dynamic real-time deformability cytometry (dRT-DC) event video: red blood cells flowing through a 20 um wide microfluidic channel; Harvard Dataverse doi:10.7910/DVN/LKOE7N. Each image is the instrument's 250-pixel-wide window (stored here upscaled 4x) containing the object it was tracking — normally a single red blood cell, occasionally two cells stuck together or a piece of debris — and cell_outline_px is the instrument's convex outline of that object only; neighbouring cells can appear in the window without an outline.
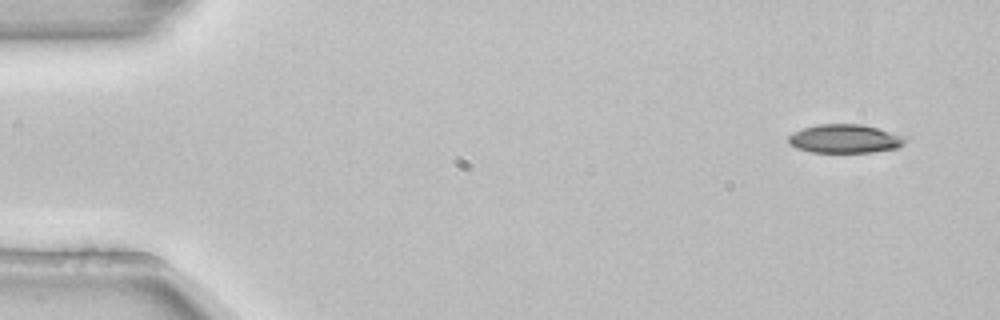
{"species": "common noctule bat (a hibernating species)", "species_latin": "Nyctalus noctula", "temperature_condition": "room temperature", "stored_images_in_passage": 4, "camera_frame_rate_fps": 3000, "um_per_image_px": 0.085, "animal": {"sex": "female", "body_mass_g": 22.7, "forearm_length_mm": 54.2}, "frame": {"image": 1, "passage_image": 1, "time_ms": 0.0, "image_size_px": [1000, 320], "cell_outline_px": [[904, 144], [896, 148], [872, 152], [812, 152], [796, 148], [788, 144], [788, 136], [792, 132], [804, 128], [820, 124], [860, 124], [876, 128], [904, 136]], "centroid_in_image_um": [71.76, 11.8], "position_along_channel_um": 13.2, "area_um2": 19.31}}
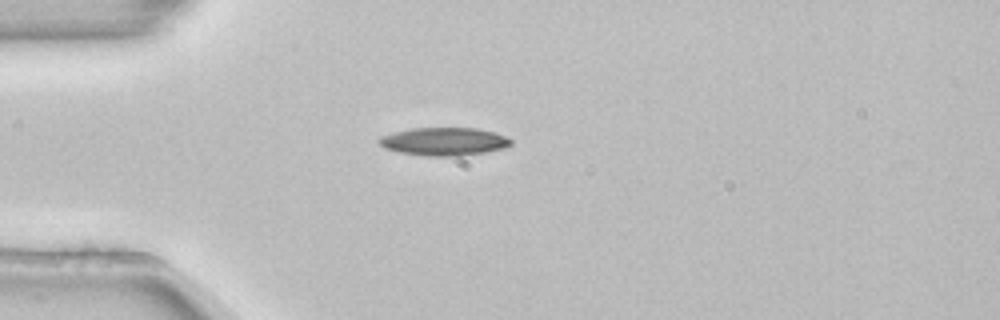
{"frame": {"image": 2, "passage_image": 3, "time_ms": 0.667, "image_size_px": [1000, 320], "cell_outline_px": [[512, 144], [504, 148], [484, 152], [460, 156], [424, 156], [400, 152], [384, 148], [376, 140], [380, 136], [412, 128], [476, 128], [496, 132], [512, 140]], "centroid_in_image_um": [37.74, 12.03], "position_along_channel_um": 47.3, "area_um2": 21.56}}